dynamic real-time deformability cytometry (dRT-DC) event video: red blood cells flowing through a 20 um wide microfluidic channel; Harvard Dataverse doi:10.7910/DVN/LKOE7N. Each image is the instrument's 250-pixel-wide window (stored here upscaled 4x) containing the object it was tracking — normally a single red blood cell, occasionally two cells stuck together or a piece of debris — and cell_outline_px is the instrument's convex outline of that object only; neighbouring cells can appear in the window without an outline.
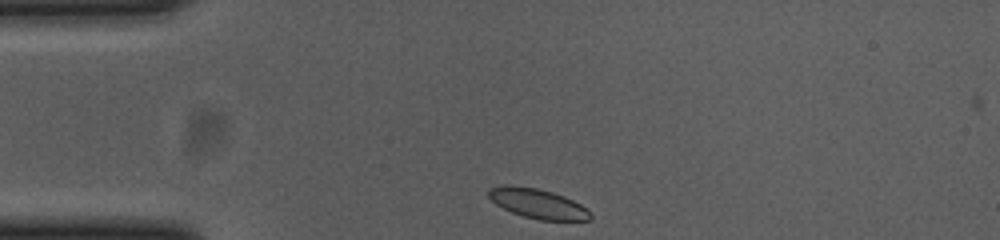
{"species": "common noctule bat (a hibernating species)", "species_latin": "Nyctalus noctula", "temperature_condition": "cold", "stored_images_in_passage": 34, "camera_frame_rate_fps": 3000, "um_per_image_px": 0.085, "animal": {"sex": "female", "body_mass_g": 23.0, "forearm_length_mm": 53.4}, "frame": {"image": 1, "passage_image": 1, "time_ms": 0.0, "image_size_px": [1000, 240], "cell_outline_px": [[592, 220], [540, 220], [524, 216], [512, 212], [496, 204], [488, 196], [488, 188], [504, 184], [536, 188], [552, 192], [564, 196], [580, 204], [592, 216]], "centroid_in_image_um": [45.68, 17.29], "position_along_channel_um": 39.3, "area_um2": 17.4}}
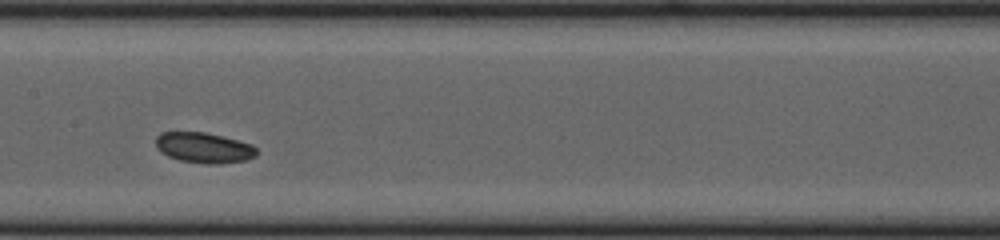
{"frame": {"image": 2, "passage_image": 16, "time_ms": 5.0, "image_size_px": [1000, 240], "cell_outline_px": [[256, 156], [248, 160], [220, 164], [208, 164], [180, 160], [168, 156], [160, 152], [156, 148], [156, 136], [160, 132], [204, 132], [252, 144], [256, 148]], "centroid_in_image_um": [17.32, 12.56], "position_along_channel_um": 190.1, "area_um2": 17.92}}
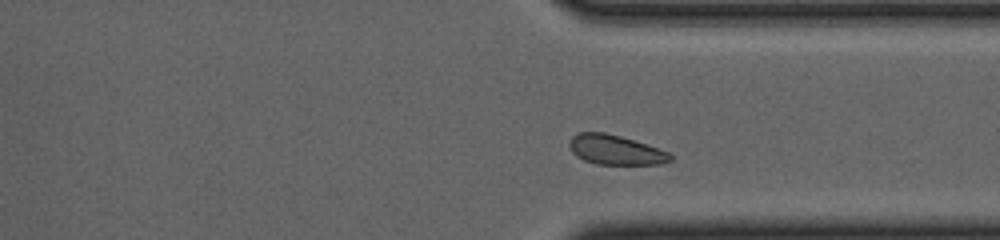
{"frame": {"image": 3, "passage_image": 30, "time_ms": 9.667, "image_size_px": [1000, 240], "cell_outline_px": [[672, 160], [660, 164], [596, 164], [584, 160], [576, 156], [572, 152], [568, 144], [572, 136], [580, 132], [604, 132], [620, 136], [668, 152], [672, 156]], "centroid_in_image_um": [52.27, 12.74], "position_along_channel_um": 359.1, "area_um2": 17.22}, "authors_computed_cell_mechanics": {"area_um2": 17.9469, "velocity_mm_per_s": 3.6115, "shape_relaxation_time_tau1_ms": 3.9429, "shape_relaxation_time_tau2_ms": null, "deformation_change_tau1": 0.0473, "deformation_change_tau2": null}}